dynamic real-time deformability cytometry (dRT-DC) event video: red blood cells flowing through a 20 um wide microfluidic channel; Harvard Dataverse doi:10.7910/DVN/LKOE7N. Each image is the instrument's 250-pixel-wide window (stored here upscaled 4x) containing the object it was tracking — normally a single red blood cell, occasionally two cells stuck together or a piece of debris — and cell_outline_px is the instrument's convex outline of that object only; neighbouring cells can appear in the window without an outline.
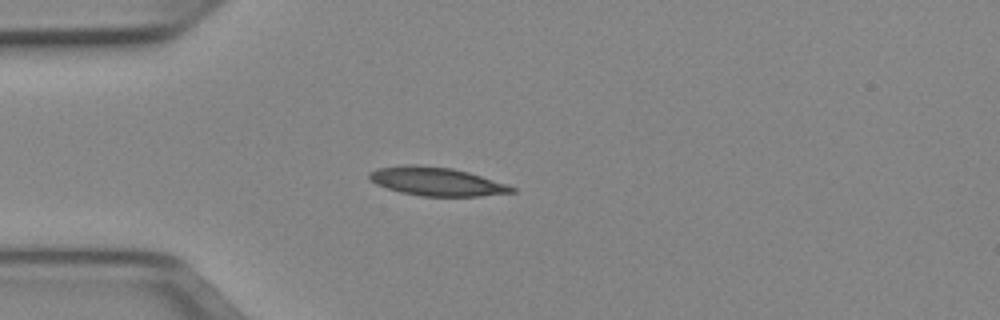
{"species": "Egyptian fruit bat (a non-hibernating species)", "species_latin": "Rousettus aegyptiacus", "temperature_condition": "cold", "stored_images_in_passage": 38, "camera_frame_rate_fps": 3000, "um_per_image_px": 0.085, "animal": {"sex": "female"}, "frame": {"image": 1, "passage_image": 1, "time_ms": 0.0, "image_size_px": [1000, 320], "cell_outline_px": [[516, 192], [480, 196], [420, 196], [400, 192], [376, 184], [368, 176], [368, 172], [376, 168], [404, 164], [416, 164], [452, 168], [468, 172], [508, 184], [516, 188]], "centroid_in_image_um": [37.1, 15.42], "position_along_channel_um": 47.9, "area_um2": 23.81}}
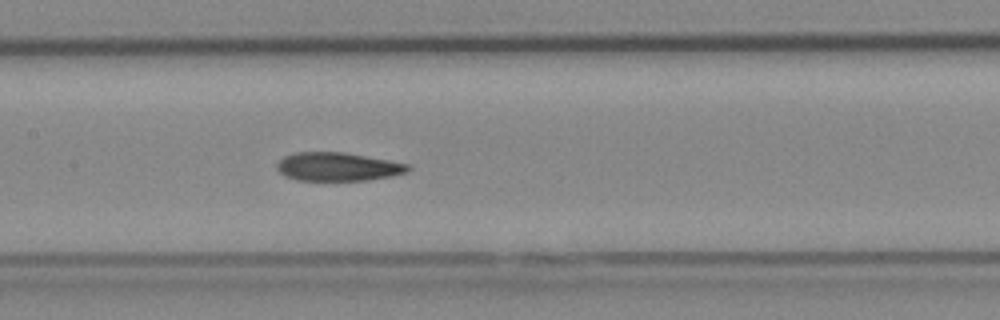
{"frame": {"image": 2, "passage_image": 12, "time_ms": 3.667, "image_size_px": [1000, 320], "cell_outline_px": [[412, 168], [408, 172], [392, 176], [368, 180], [296, 180], [284, 176], [276, 168], [276, 164], [284, 156], [296, 152], [344, 152], [412, 164]], "centroid_in_image_um": [28.75, 14.17], "position_along_channel_um": 178.7, "area_um2": 21.96}}
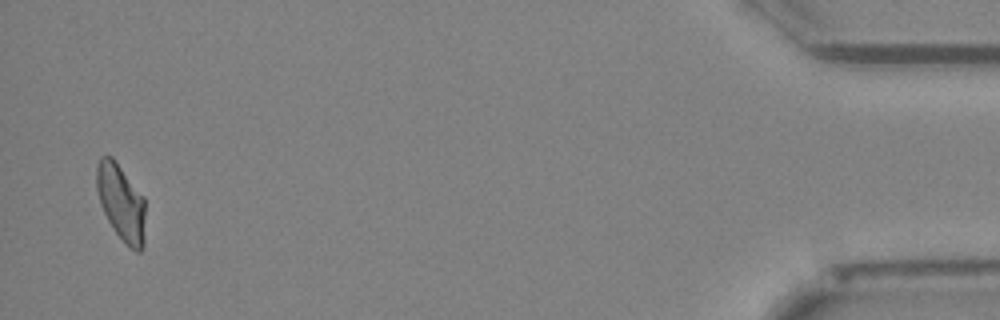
{"frame": {"image": 3, "passage_image": 37, "time_ms": 12.0, "image_size_px": [1000, 320], "cell_outline_px": [[144, 248], [140, 252], [136, 252], [124, 244], [112, 228], [100, 204], [96, 188], [96, 168], [100, 156], [112, 156], [144, 196]], "centroid_in_image_um": [10.29, 17.23], "position_along_channel_um": 424.9, "area_um2": 21.96}, "authors_computed_cell_mechanics": {"area_um2": 22.3108, "velocity_mm_per_s": 3.9672, "shape_relaxation_time_tau1_ms": null, "shape_relaxation_time_tau2_ms": 3.4682, "deformation_change_tau1": null, "deformation_change_tau2": 0.0896}}